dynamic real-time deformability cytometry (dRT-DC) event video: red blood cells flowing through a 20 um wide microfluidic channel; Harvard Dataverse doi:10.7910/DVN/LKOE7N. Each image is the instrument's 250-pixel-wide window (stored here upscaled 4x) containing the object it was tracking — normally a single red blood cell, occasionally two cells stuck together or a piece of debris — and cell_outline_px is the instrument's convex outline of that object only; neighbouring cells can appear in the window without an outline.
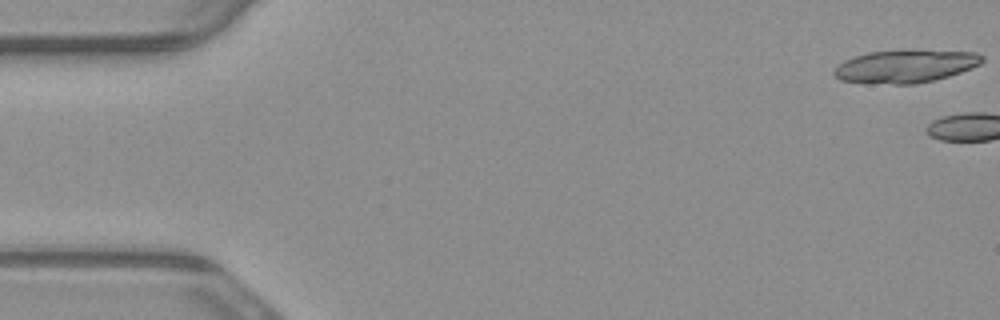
{"species": "common noctule bat (a hibernating species)", "species_latin": "Nyctalus noctula", "temperature_condition": "warm", "stored_images_in_passage": 3, "camera_frame_rate_fps": 3000, "um_per_image_px": 0.085, "animal": {"sex": "male", "body_mass_g": 23.1, "forearm_length_mm": 52.7}, "frame": {"image": 1, "passage_image": 1, "time_ms": 0.0, "image_size_px": [1000, 320], "cell_outline_px": [[984, 60], [980, 64], [972, 68], [948, 76], [916, 84], [892, 84], [840, 80], [832, 76], [832, 72], [844, 60], [868, 52], [904, 48], [976, 52], [984, 56]], "centroid_in_image_um": [76.99, 5.59], "position_along_channel_um": 8.0, "area_um2": 28.9}}